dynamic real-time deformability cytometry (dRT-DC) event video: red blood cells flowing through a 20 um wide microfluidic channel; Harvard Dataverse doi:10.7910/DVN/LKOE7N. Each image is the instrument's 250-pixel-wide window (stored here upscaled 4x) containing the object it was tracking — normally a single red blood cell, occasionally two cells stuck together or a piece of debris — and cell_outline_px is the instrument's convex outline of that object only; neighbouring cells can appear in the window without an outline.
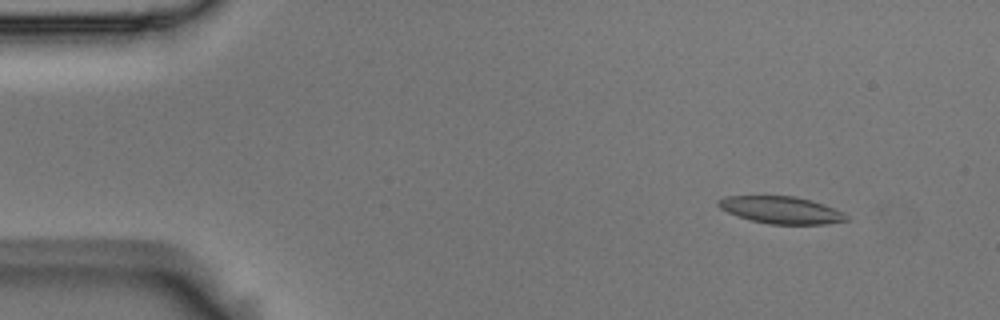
{"species": "Egyptian fruit bat (a non-hibernating species)", "species_latin": "Rousettus aegyptiacus", "temperature_condition": "room temperature", "stored_images_in_passage": 53, "camera_frame_rate_fps": 3000, "um_per_image_px": 0.085, "animal": {"sex": "male"}, "frame": {"image": 1, "passage_image": 4, "time_ms": 1.0, "image_size_px": [1000, 320], "cell_outline_px": [[852, 220], [824, 224], [768, 224], [752, 220], [728, 212], [720, 208], [716, 204], [716, 200], [724, 196], [796, 196], [824, 204], [844, 212]], "centroid_in_image_um": [66.43, 17.85], "position_along_channel_um": 18.6, "area_um2": 20.35}}
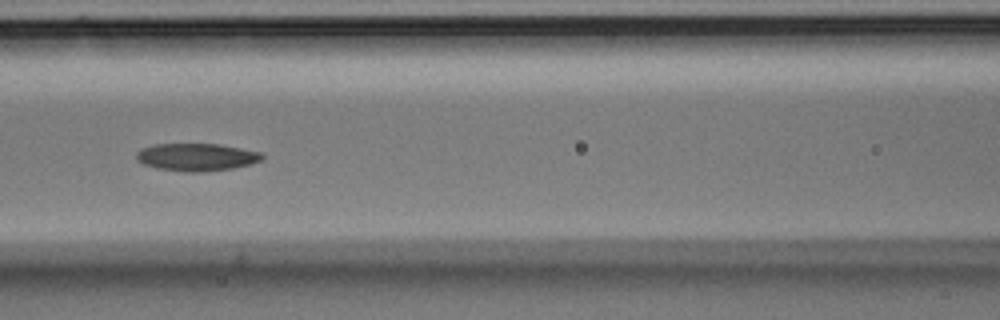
{"frame": {"image": 2, "passage_image": 22, "time_ms": 7.0, "image_size_px": [1000, 320], "cell_outline_px": [[264, 160], [232, 168], [204, 172], [184, 172], [156, 168], [144, 164], [136, 160], [136, 152], [140, 148], [152, 144], [220, 144], [260, 152], [264, 156]], "centroid_in_image_um": [16.67, 13.35], "position_along_channel_um": 149.9, "area_um2": 20.35}}
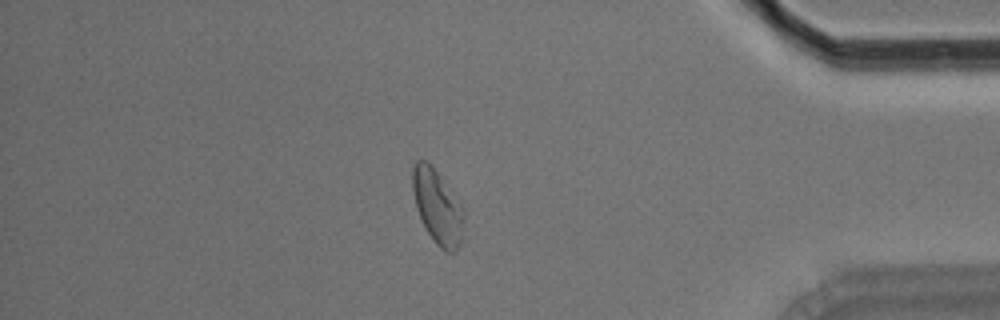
{"frame": {"image": 3, "passage_image": 45, "time_ms": 14.667, "image_size_px": [1000, 320], "cell_outline_px": [[464, 216], [460, 244], [456, 252], [448, 252], [440, 248], [436, 244], [428, 232], [416, 208], [412, 188], [412, 168], [416, 160], [428, 160], [464, 208]], "centroid_in_image_um": [37.18, 17.56], "position_along_channel_um": 398.0, "area_um2": 22.02}, "authors_computed_cell_mechanics": {"area_um2": 20.9236, "velocity_mm_per_s": 3.6833, "shape_relaxation_time_tau1_ms": 9.1455, "shape_relaxation_time_tau2_ms": 8.2519, "deformation_change_tau1": 0.1531, "deformation_change_tau2": 0.1108}}